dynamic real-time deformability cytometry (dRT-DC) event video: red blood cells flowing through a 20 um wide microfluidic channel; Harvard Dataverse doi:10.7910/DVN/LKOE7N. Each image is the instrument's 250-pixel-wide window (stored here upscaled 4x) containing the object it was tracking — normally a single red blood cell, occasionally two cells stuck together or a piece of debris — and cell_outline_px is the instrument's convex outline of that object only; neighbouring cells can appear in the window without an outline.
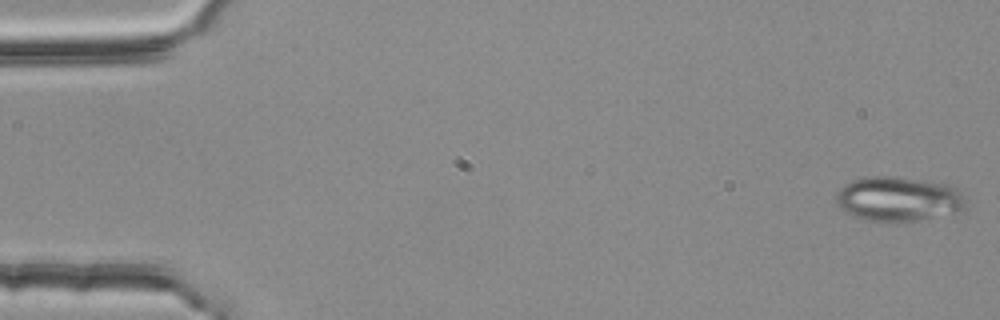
{"species": "common noctule bat (a hibernating species)", "species_latin": "Nyctalus noctula", "temperature_condition": "room temperature", "stored_images_in_passage": 54, "camera_frame_rate_fps": 3000, "um_per_image_px": 0.085, "animal": {"sex": "female", "body_mass_g": 25.1}, "frame": {"image": 1, "passage_image": 1, "time_ms": 0.0, "image_size_px": [1000, 320], "cell_outline_px": [[968, 208], [964, 212], [920, 220], [896, 224], [884, 224], [864, 220], [852, 216], [840, 208], [836, 204], [836, 192], [844, 184], [852, 180], [864, 176], [892, 176], [924, 180], [948, 184], [960, 188], [968, 204]], "centroid_in_image_um": [76.42, 16.95], "position_along_channel_um": 8.6, "area_um2": 35.37}}
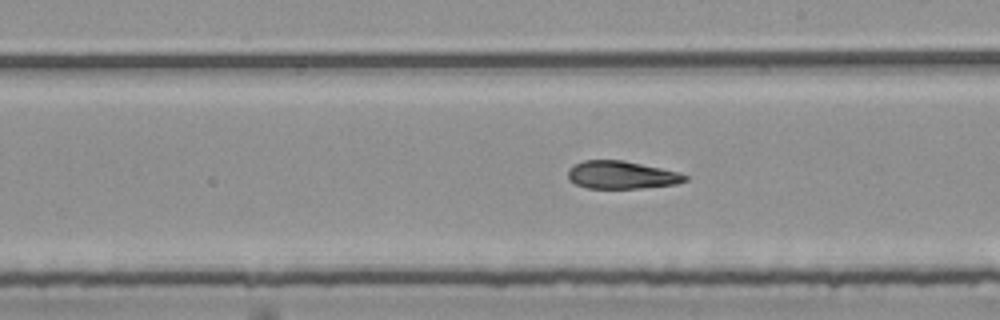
{"frame": {"image": 2, "passage_image": 31, "time_ms": 10.0, "image_size_px": [1000, 320], "cell_outline_px": [[688, 180], [676, 184], [640, 188], [588, 188], [576, 184], [568, 180], [568, 168], [584, 160], [624, 160], [680, 172], [688, 176]], "centroid_in_image_um": [52.84, 14.87], "position_along_channel_um": 236.2, "area_um2": 19.02}}
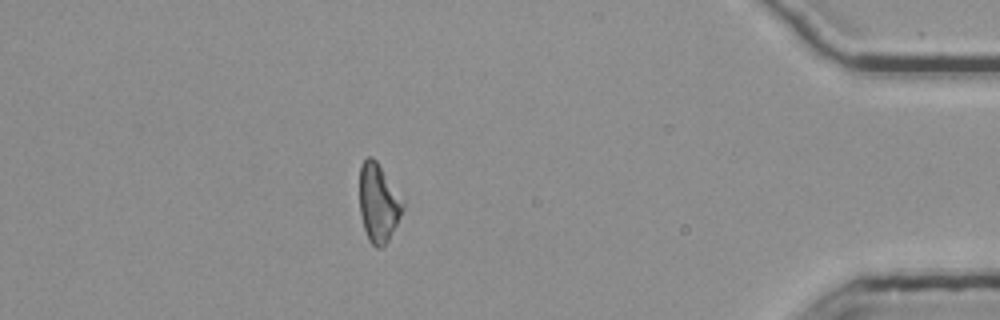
{"frame": {"image": 3, "passage_image": 48, "time_ms": 15.667, "image_size_px": [1000, 320], "cell_outline_px": [[404, 208], [384, 248], [376, 248], [368, 240], [364, 228], [360, 212], [360, 164], [368, 156], [372, 156], [376, 160], [404, 200]], "centroid_in_image_um": [32.16, 17.25], "position_along_channel_um": 403.0, "area_um2": 19.77}, "authors_computed_cell_mechanics": {"area_um2": 20.9814, "velocity_mm_per_s": 3.794, "shape_relaxation_time_tau1_ms": null, "shape_relaxation_time_tau2_ms": 5.1328, "deformation_change_tau1": null, "deformation_change_tau2": 0.1269}}